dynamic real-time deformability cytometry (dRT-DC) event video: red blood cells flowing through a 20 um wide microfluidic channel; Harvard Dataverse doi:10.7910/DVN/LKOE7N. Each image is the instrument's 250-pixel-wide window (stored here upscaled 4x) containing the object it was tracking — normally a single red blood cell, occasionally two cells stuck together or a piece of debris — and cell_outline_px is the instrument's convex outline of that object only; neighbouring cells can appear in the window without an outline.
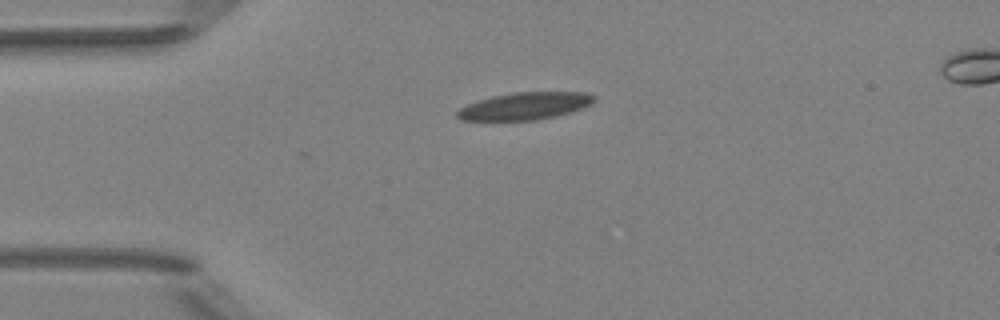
{"species": "Egyptian fruit bat (a non-hibernating species)", "species_latin": "Rousettus aegyptiacus", "temperature_condition": "room temperature", "stored_images_in_passage": 3, "camera_frame_rate_fps": 3000, "um_per_image_px": 0.085, "animal": {"sex": "female"}, "frame": {"image": 1, "passage_image": 1, "time_ms": 0.0, "image_size_px": [1000, 320], "cell_outline_px": [[596, 100], [580, 108], [556, 116], [536, 120], [460, 120], [456, 116], [456, 112], [460, 108], [468, 104], [492, 96], [516, 92], [588, 92], [596, 96]], "centroid_in_image_um": [44.61, 9.01], "position_along_channel_um": 40.4, "area_um2": 21.56}}